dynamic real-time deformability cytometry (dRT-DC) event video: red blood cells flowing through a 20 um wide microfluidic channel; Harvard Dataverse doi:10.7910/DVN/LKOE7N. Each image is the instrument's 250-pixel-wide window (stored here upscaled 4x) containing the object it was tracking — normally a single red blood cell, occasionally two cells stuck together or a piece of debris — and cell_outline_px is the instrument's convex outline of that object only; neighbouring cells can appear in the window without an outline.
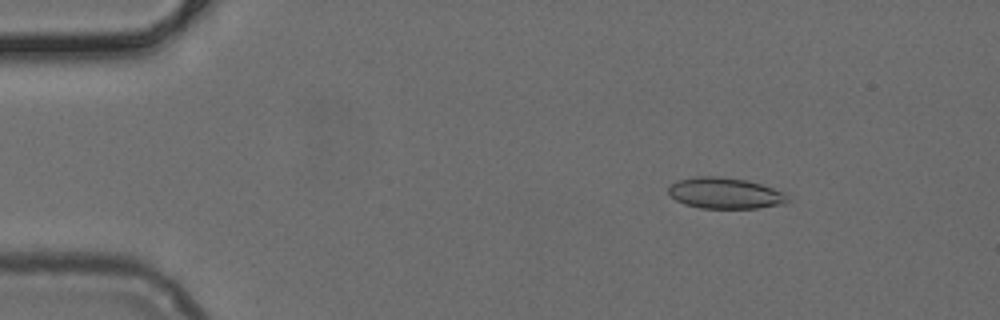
{"species": "common noctule bat (a hibernating species)", "species_latin": "Nyctalus noctula", "temperature_condition": "cold", "stored_images_in_passage": 44, "camera_frame_rate_fps": 3000, "um_per_image_px": 0.085, "animal": {"sex": "female", "body_mass_g": 24.6, "forearm_length_mm": 56.2}, "frame": {"image": 1, "passage_image": 1, "time_ms": 0.0, "image_size_px": [1000, 320], "cell_outline_px": [[792, 200], [788, 204], [756, 208], [700, 208], [684, 204], [676, 200], [668, 192], [668, 188], [676, 180], [696, 176], [716, 176], [744, 180], [760, 184], [784, 192]], "centroid_in_image_um": [61.66, 16.43], "position_along_channel_um": 23.3, "area_um2": 21.68}}
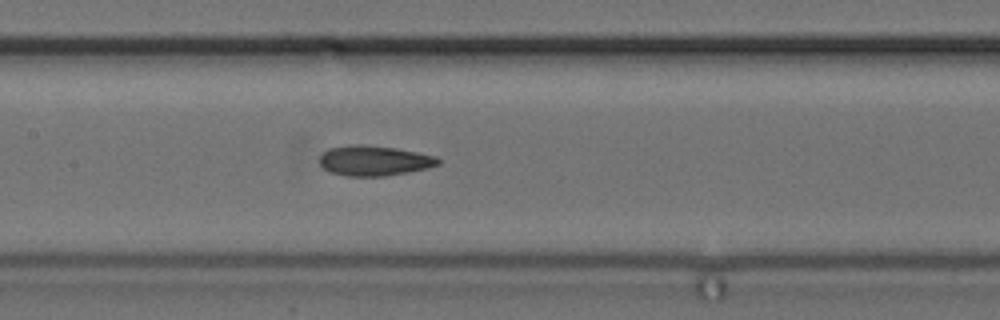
{"frame": {"image": 2, "passage_image": 18, "time_ms": 5.667, "image_size_px": [1000, 320], "cell_outline_px": [[440, 164], [428, 168], [408, 172], [384, 176], [344, 176], [328, 172], [320, 164], [320, 156], [328, 148], [348, 144], [360, 144], [396, 148], [436, 156], [440, 160]], "centroid_in_image_um": [31.78, 13.65], "position_along_channel_um": 175.6, "area_um2": 20.98}}
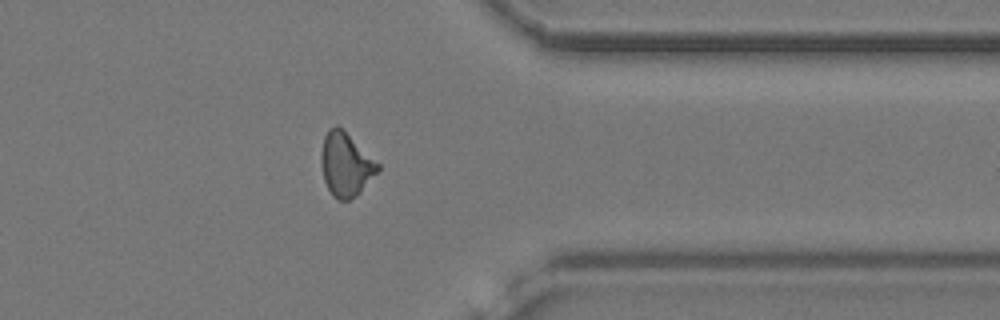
{"frame": {"image": 3, "passage_image": 34, "time_ms": 11.0, "image_size_px": [1000, 320], "cell_outline_px": [[380, 168], [360, 192], [356, 196], [348, 200], [336, 200], [332, 196], [324, 180], [320, 160], [320, 156], [324, 136], [328, 128], [336, 124], [380, 164]], "centroid_in_image_um": [29.36, 13.99], "position_along_channel_um": 382.0, "area_um2": 20.81}}